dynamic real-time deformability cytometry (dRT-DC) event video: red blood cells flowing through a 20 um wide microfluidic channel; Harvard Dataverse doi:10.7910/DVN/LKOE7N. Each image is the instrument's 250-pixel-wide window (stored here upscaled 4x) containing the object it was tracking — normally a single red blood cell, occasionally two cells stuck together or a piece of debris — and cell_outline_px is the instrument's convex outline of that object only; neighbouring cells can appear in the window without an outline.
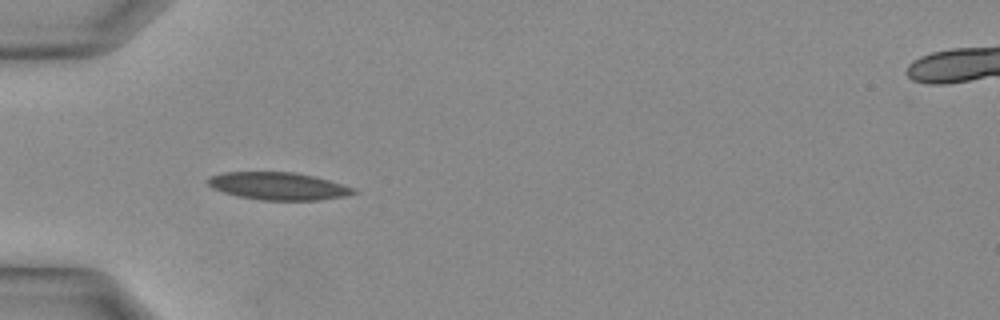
{"species": "Egyptian fruit bat (a non-hibernating species)", "species_latin": "Rousettus aegyptiacus", "temperature_condition": "warm", "stored_images_in_passage": 20, "camera_frame_rate_fps": 3000, "um_per_image_px": 0.085, "animal": {"sex": "female"}, "frame": {"image": 1, "passage_image": 1, "time_ms": 0.0, "image_size_px": [1000, 320], "cell_outline_px": [[356, 192], [344, 196], [320, 200], [260, 200], [240, 196], [224, 192], [212, 188], [204, 180], [208, 176], [220, 172], [296, 172], [328, 180], [356, 188]], "centroid_in_image_um": [23.6, 15.81], "position_along_channel_um": 61.4, "area_um2": 23.41}}